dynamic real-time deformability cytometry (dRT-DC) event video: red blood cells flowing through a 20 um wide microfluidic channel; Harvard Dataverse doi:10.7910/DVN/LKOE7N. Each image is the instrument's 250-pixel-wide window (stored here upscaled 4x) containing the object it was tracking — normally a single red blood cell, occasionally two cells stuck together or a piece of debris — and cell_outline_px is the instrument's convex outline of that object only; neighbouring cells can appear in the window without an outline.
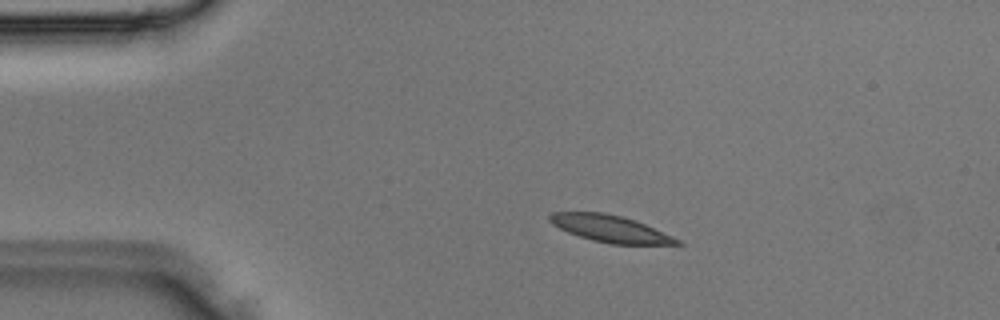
{"species": "Egyptian fruit bat (a non-hibernating species)", "species_latin": "Rousettus aegyptiacus", "temperature_condition": "room temperature", "stored_images_in_passage": 4, "camera_frame_rate_fps": 3000, "um_per_image_px": 0.085, "animal": {"sex": "male"}, "frame": {"image": 1, "passage_image": 2, "time_ms": 0.333, "image_size_px": [1000, 320], "cell_outline_px": [[684, 244], [612, 244], [592, 240], [568, 232], [552, 224], [548, 220], [548, 216], [552, 212], [604, 212], [624, 216], [636, 220], [672, 236], [680, 240]], "centroid_in_image_um": [51.86, 19.42], "position_along_channel_um": 33.1, "area_um2": 19.88}}